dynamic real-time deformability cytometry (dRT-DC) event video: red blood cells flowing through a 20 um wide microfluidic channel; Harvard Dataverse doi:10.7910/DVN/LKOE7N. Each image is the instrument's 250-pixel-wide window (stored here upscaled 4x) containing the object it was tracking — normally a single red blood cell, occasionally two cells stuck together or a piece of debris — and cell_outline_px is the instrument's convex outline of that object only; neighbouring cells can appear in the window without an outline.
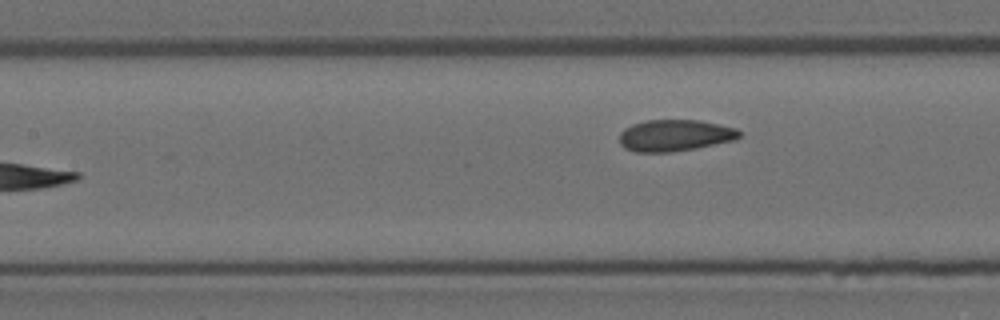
{"species": "Egyptian fruit bat (a non-hibernating species)", "species_latin": "Rousettus aegyptiacus", "temperature_condition": "room temperature", "stored_images_in_passage": 7, "camera_frame_rate_fps": 3000, "um_per_image_px": 0.085, "animal": {"sex": "female"}, "frame": {"image": 1, "passage_image": 7, "time_ms": 7.667, "image_size_px": [1000, 320], "cell_outline_px": [[740, 136], [736, 140], [696, 148], [672, 152], [636, 152], [624, 148], [620, 144], [620, 132], [624, 128], [632, 124], [644, 120], [700, 120], [736, 128], [740, 132]], "centroid_in_image_um": [57.35, 11.51], "position_along_channel_um": 150.1, "area_um2": 22.2}}